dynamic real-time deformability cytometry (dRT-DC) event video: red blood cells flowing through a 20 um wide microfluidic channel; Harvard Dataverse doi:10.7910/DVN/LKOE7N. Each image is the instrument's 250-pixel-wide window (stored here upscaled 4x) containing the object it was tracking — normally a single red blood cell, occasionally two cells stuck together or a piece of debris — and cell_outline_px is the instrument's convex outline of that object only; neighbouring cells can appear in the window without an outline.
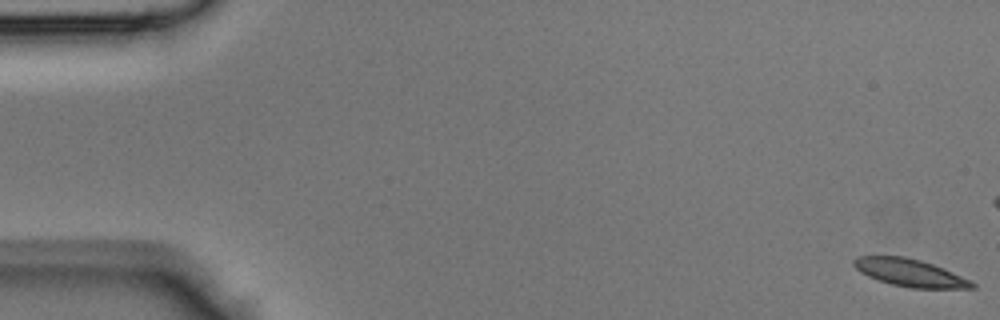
{"species": "Egyptian fruit bat (a non-hibernating species)", "species_latin": "Rousettus aegyptiacus", "temperature_condition": "room temperature", "stored_images_in_passage": 14, "camera_frame_rate_fps": 3000, "um_per_image_px": 0.085, "animal": {"sex": "male"}, "frame": {"image": 1, "passage_image": 1, "time_ms": 0.0, "image_size_px": [1000, 320], "cell_outline_px": [[976, 288], [912, 288], [892, 284], [868, 276], [860, 272], [852, 264], [852, 260], [856, 256], [904, 256], [920, 260], [944, 268], [972, 280], [976, 284]], "centroid_in_image_um": [77.36, 23.18], "position_along_channel_um": 7.6, "area_um2": 18.96}}
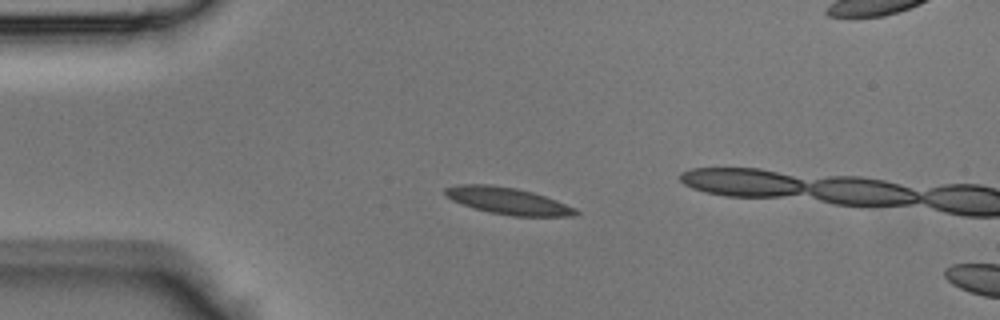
{"frame": {"image": 2, "passage_image": 11, "time_ms": 3.333, "image_size_px": [1000, 320], "cell_outline_px": [[580, 212], [572, 216], [512, 216], [488, 212], [452, 200], [444, 196], [444, 188], [460, 184], [488, 184], [516, 188], [532, 192], [556, 200], [576, 208]], "centroid_in_image_um": [43.16, 17.07], "position_along_channel_um": 41.8, "area_um2": 20.29}}